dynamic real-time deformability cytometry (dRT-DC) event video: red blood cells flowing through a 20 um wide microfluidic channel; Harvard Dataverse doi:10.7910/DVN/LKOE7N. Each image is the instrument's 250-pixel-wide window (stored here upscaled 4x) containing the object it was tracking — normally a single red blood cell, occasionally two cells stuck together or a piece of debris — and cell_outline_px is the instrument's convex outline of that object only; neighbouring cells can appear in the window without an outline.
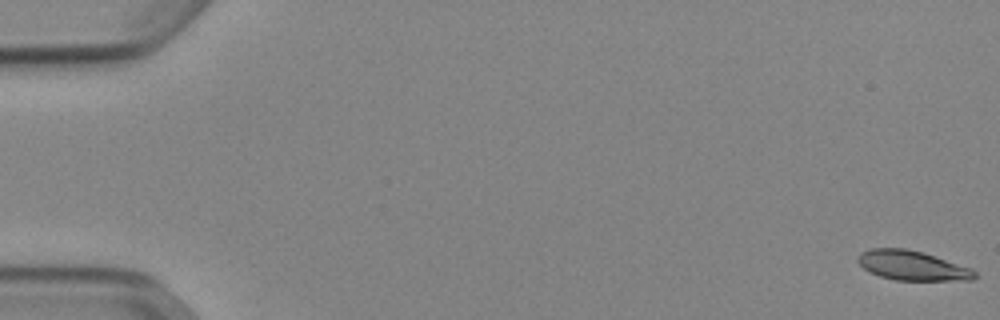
{"species": "Egyptian fruit bat (a non-hibernating species)", "species_latin": "Rousettus aegyptiacus", "temperature_condition": "cold", "stored_images_in_passage": 53, "camera_frame_rate_fps": 3000, "um_per_image_px": 0.085, "animal": {"sex": "female"}, "frame": {"image": 1, "passage_image": 1, "time_ms": 0.0, "image_size_px": [1000, 320], "cell_outline_px": [[976, 276], [972, 280], [896, 280], [880, 276], [864, 268], [856, 260], [856, 256], [860, 252], [868, 248], [904, 248], [924, 252], [972, 268], [976, 272]], "centroid_in_image_um": [77.53, 22.55], "position_along_channel_um": 7.5, "area_um2": 20.23}}
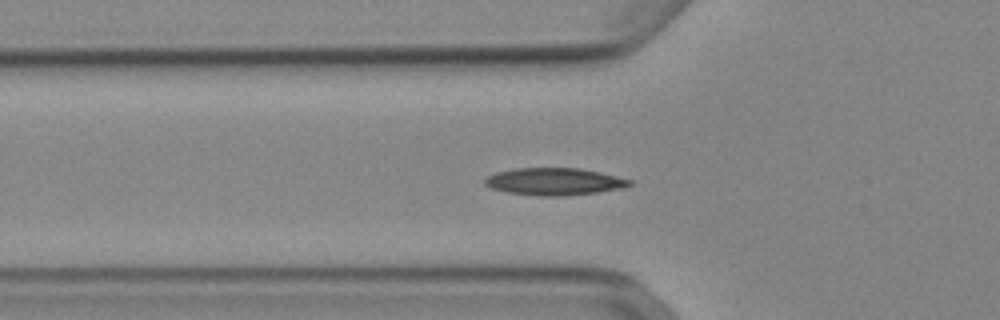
{"frame": {"image": 2, "passage_image": 19, "time_ms": 6.0, "image_size_px": [1000, 320], "cell_outline_px": [[632, 184], [624, 188], [596, 192], [560, 196], [536, 196], [508, 192], [492, 188], [484, 184], [484, 180], [488, 176], [496, 172], [516, 168], [580, 168], [600, 172], [632, 180]], "centroid_in_image_um": [47.12, 15.43], "position_along_channel_um": 78.7, "area_um2": 22.89}}
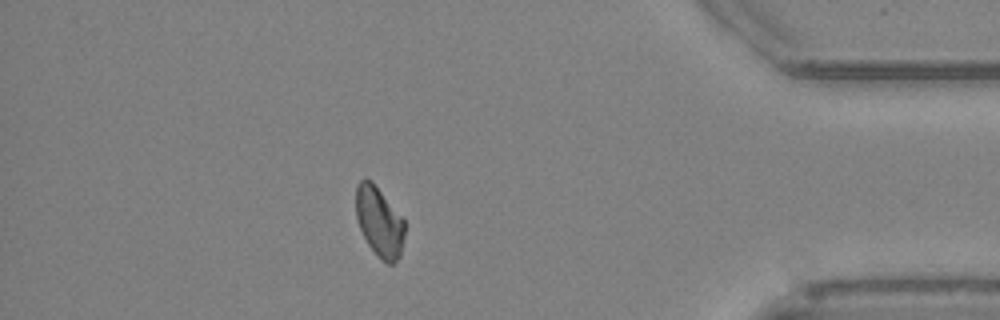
{"frame": {"image": 3, "passage_image": 47, "time_ms": 15.333, "image_size_px": [1000, 320], "cell_outline_px": [[404, 236], [400, 256], [392, 264], [388, 264], [380, 260], [368, 244], [360, 228], [356, 216], [356, 184], [360, 180], [372, 180], [404, 220]], "centroid_in_image_um": [32.23, 18.86], "position_along_channel_um": 403.0, "area_um2": 19.71}, "authors_computed_cell_mechanics": {"area_um2": 20.9236, "velocity_mm_per_s": 3.8653, "shape_relaxation_time_tau1_ms": 11.3886, "shape_relaxation_time_tau2_ms": null, "deformation_change_tau1": 0.1987, "deformation_change_tau2": null}}